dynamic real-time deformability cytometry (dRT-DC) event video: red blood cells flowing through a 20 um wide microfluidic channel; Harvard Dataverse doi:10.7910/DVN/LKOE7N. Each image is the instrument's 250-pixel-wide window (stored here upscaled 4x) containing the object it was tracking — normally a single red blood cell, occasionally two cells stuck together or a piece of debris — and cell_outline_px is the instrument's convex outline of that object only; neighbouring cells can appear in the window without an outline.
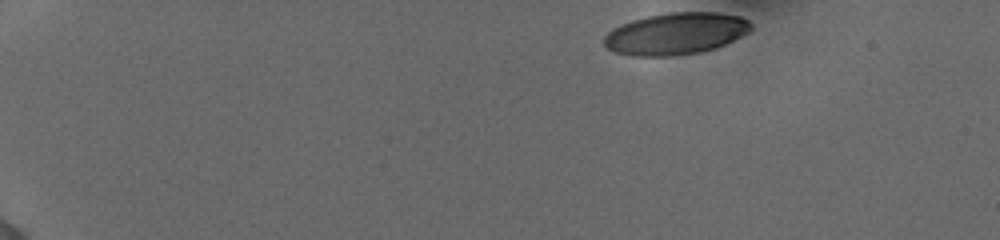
{"species": "human", "species_latin": "Homo sapiens", "temperature_condition": "cold", "stored_images_in_passage": 47, "camera_frame_rate_fps": 3000, "um_per_image_px": 0.085, "donor": {"sex": "female"}, "frame": {"image": 1, "passage_image": 1, "time_ms": 0.0, "image_size_px": [1000, 240], "cell_outline_px": [[752, 28], [748, 32], [716, 48], [700, 52], [672, 56], [632, 56], [616, 52], [608, 48], [604, 44], [604, 36], [612, 28], [620, 24], [632, 20], [648, 16], [668, 12], [716, 12], [740, 16], [748, 20], [752, 24]], "centroid_in_image_um": [57.43, 2.85], "position_along_channel_um": 27.6, "area_um2": 35.84}}
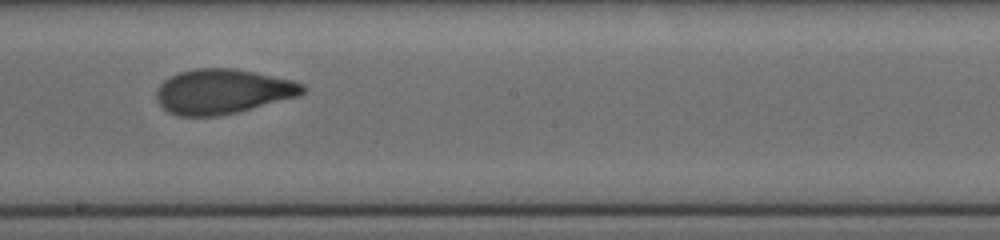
{"frame": {"image": 2, "passage_image": 26, "time_ms": 8.333, "image_size_px": [1000, 240], "cell_outline_px": [[308, 88], [300, 96], [220, 116], [180, 116], [168, 112], [156, 100], [156, 88], [164, 80], [180, 72], [196, 68], [232, 68], [292, 80], [304, 84]], "centroid_in_image_um": [18.93, 7.78], "position_along_channel_um": 229.3, "area_um2": 38.09}}
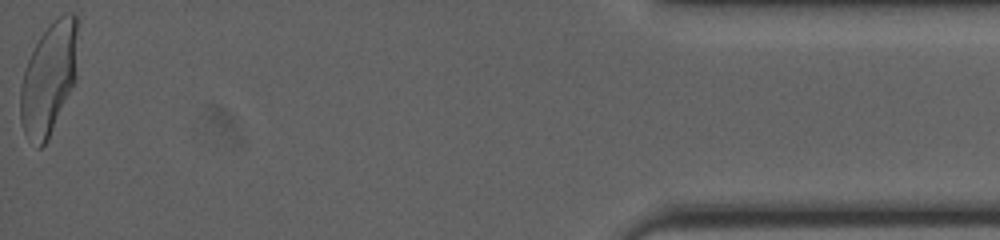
{"frame": {"image": 3, "passage_image": 47, "time_ms": 15.333, "image_size_px": [1000, 240], "cell_outline_px": [[76, 76], [48, 140], [40, 148], [36, 148], [28, 140], [24, 132], [20, 120], [20, 84], [28, 60], [40, 36], [64, 12], [76, 12]], "centroid_in_image_um": [4.12, 6.73], "position_along_channel_um": 431.1, "area_um2": 36.82}, "authors_computed_cell_mechanics": {"area_um2": 37.4544, "velocity_mm_per_s": 3.891, "shape_relaxation_time_tau1_ms": 5.4685, "shape_relaxation_time_tau2_ms": 1.189, "deformation_change_tau1": 0.1977, "deformation_change_tau2": 0.0673}}